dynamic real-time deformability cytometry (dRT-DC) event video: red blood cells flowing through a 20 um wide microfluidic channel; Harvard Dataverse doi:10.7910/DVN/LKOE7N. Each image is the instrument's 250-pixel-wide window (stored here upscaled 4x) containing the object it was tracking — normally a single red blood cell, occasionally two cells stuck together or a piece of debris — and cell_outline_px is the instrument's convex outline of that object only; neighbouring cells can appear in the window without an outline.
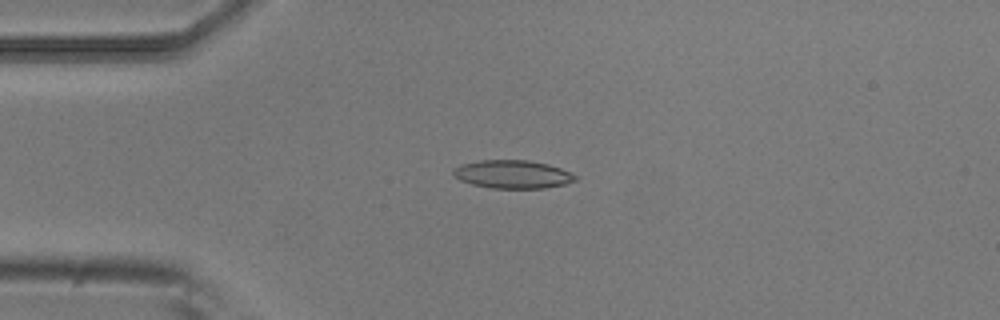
{"species": "common noctule bat (a hibernating species)", "species_latin": "Nyctalus noctula", "temperature_condition": "room temperature", "stored_images_in_passage": 3, "camera_frame_rate_fps": 3000, "um_per_image_px": 0.085, "animal": {"sex": "male", "body_mass_g": 20.5, "forearm_length_mm": 52.5}, "frame": {"image": 1, "passage_image": 1, "time_ms": 0.0, "image_size_px": [1000, 320], "cell_outline_px": [[576, 180], [564, 184], [544, 188], [488, 188], [472, 184], [460, 180], [452, 172], [452, 168], [460, 164], [480, 160], [528, 160], [548, 164], [560, 168], [576, 176]], "centroid_in_image_um": [43.52, 14.81], "position_along_channel_um": 41.5, "area_um2": 20.0}}
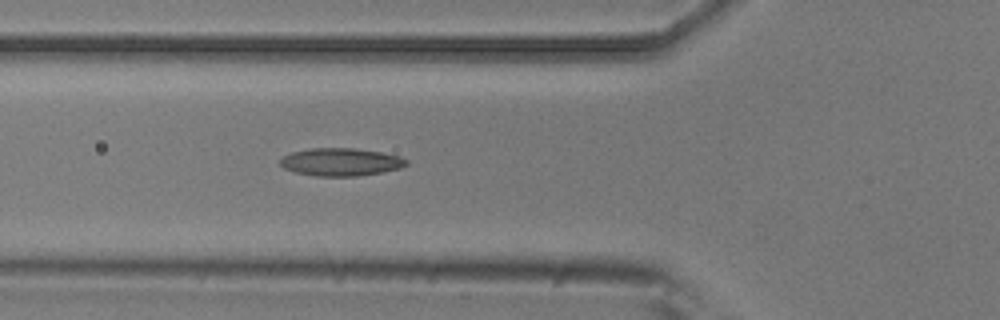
{"frame": {"image": 2, "passage_image": 3, "time_ms": 0.667, "image_size_px": [1000, 320], "cell_outline_px": [[408, 164], [400, 168], [384, 172], [356, 176], [316, 176], [296, 172], [284, 168], [280, 164], [280, 160], [284, 156], [292, 152], [308, 148], [352, 148], [380, 152], [400, 156], [408, 160]], "centroid_in_image_um": [28.99, 13.77], "position_along_channel_um": 96.8, "area_um2": 20.4}}